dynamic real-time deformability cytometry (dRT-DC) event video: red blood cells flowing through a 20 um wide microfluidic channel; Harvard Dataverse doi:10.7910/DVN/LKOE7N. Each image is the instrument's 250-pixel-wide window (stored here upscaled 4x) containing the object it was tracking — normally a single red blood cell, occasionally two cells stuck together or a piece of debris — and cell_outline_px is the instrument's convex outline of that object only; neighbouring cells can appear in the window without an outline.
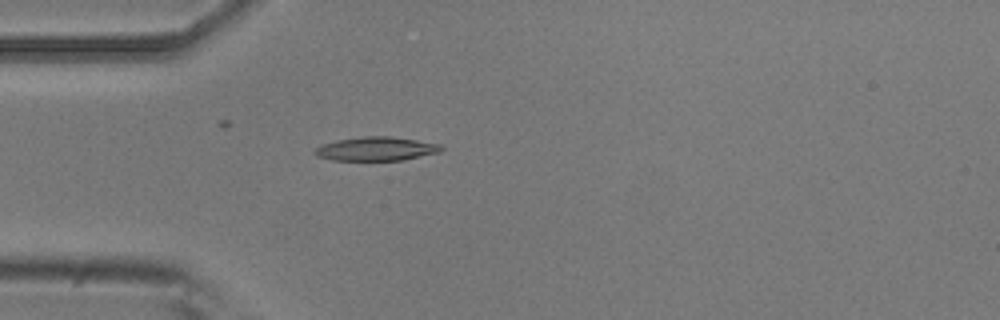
{"species": "common noctule bat (a hibernating species)", "species_latin": "Nyctalus noctula", "temperature_condition": "room temperature", "stored_images_in_passage": 2, "camera_frame_rate_fps": 3000, "um_per_image_px": 0.085, "animal": {"sex": "male", "body_mass_g": 20.5, "forearm_length_mm": 52.5}, "frame": {"image": 1, "passage_image": 2, "time_ms": 0.333, "image_size_px": [1000, 320], "cell_outline_px": [[444, 148], [440, 152], [400, 160], [332, 160], [316, 156], [312, 152], [320, 144], [336, 140], [364, 136], [392, 136], [440, 144]], "centroid_in_image_um": [31.93, 12.64], "position_along_channel_um": 53.1, "area_um2": 17.57}}